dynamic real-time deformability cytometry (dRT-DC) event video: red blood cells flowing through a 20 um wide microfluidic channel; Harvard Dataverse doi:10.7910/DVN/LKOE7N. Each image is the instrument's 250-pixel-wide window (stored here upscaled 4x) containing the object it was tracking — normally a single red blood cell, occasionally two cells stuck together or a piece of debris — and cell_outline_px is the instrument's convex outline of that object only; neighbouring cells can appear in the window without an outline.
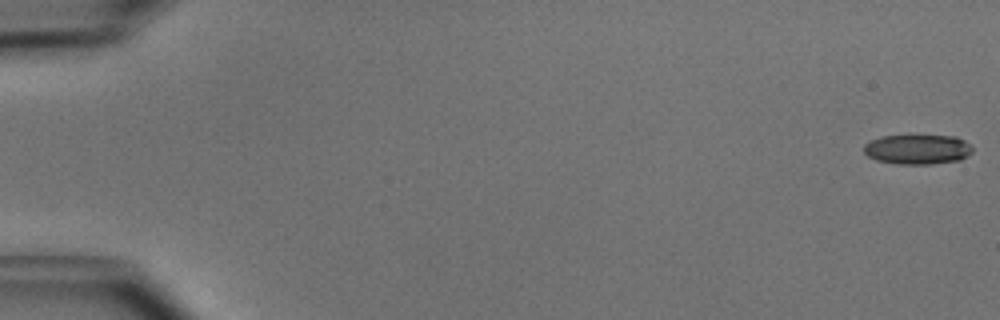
{"species": "common noctule bat (a hibernating species)", "species_latin": "Nyctalus noctula", "temperature_condition": "cold", "stored_images_in_passage": 51, "camera_frame_rate_fps": 3000, "um_per_image_px": 0.085, "animal": {"sex": "male", "body_mass_g": 15.6}, "frame": {"image": 1, "passage_image": 1, "time_ms": 0.0, "image_size_px": [1000, 320], "cell_outline_px": [[972, 152], [968, 156], [960, 160], [932, 164], [896, 164], [876, 160], [868, 156], [864, 152], [864, 144], [868, 140], [884, 136], [956, 136], [964, 140], [972, 148]], "centroid_in_image_um": [77.98, 12.7], "position_along_channel_um": 7.0, "area_um2": 18.9}}
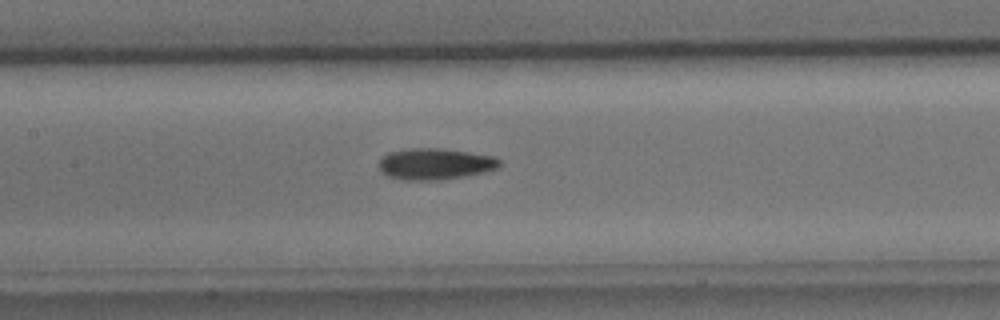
{"frame": {"image": 2, "passage_image": 25, "time_ms": 8.0, "image_size_px": [1000, 320], "cell_outline_px": [[500, 164], [496, 168], [484, 172], [436, 180], [412, 180], [388, 176], [380, 172], [380, 160], [384, 156], [392, 152], [408, 148], [440, 148], [468, 152], [492, 156], [500, 160]], "centroid_in_image_um": [36.97, 13.92], "position_along_channel_um": 170.4, "area_um2": 21.5}}
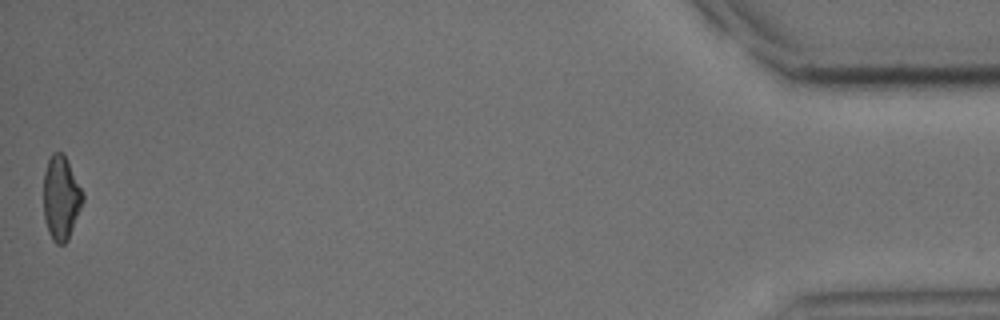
{"frame": {"image": 3, "passage_image": 51, "time_ms": 16.667, "image_size_px": [1000, 320], "cell_outline_px": [[84, 200], [68, 240], [64, 244], [56, 244], [52, 240], [48, 232], [44, 220], [44, 172], [48, 160], [52, 152], [64, 152], [84, 196]], "centroid_in_image_um": [5.18, 16.83], "position_along_channel_um": 430.0, "area_um2": 19.25}, "authors_computed_cell_mechanics": {"area_um2": 20.6346, "velocity_mm_per_s": 3.9993, "shape_relaxation_time_tau1_ms": 6.3992, "shape_relaxation_time_tau2_ms": 3.902, "deformation_change_tau1": 0.1487, "deformation_change_tau2": 0.1136}}